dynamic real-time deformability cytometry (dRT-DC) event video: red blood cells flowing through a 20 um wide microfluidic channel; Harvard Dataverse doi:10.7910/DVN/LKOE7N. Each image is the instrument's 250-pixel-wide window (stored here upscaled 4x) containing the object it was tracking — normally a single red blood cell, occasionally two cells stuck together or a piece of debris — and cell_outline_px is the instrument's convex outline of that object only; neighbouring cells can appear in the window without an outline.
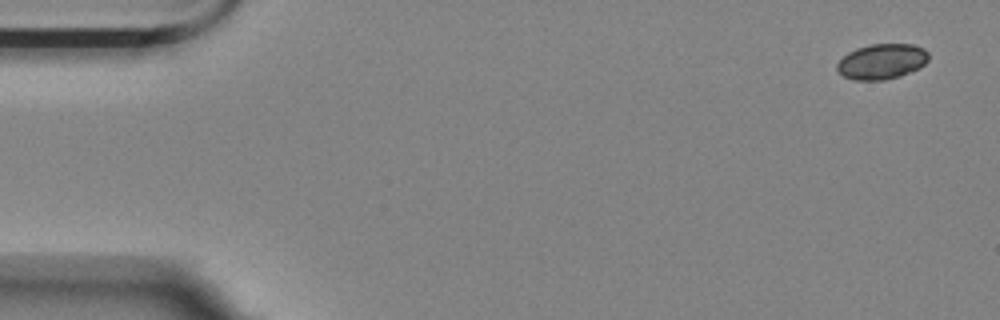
{"species": "Egyptian fruit bat (a non-hibernating species)", "species_latin": "Rousettus aegyptiacus", "temperature_condition": "room temperature", "stored_images_in_passage": 5, "camera_frame_rate_fps": 3000, "um_per_image_px": 0.085, "animal": {"sex": "female"}, "frame": {"image": 1, "passage_image": 1, "time_ms": 0.0, "image_size_px": [1000, 320], "cell_outline_px": [[928, 60], [920, 68], [900, 76], [884, 80], [852, 80], [844, 76], [836, 68], [836, 64], [848, 52], [856, 48], [868, 44], [912, 44], [924, 48], [928, 52]], "centroid_in_image_um": [74.96, 5.22], "position_along_channel_um": 10.0, "area_um2": 18.96}}
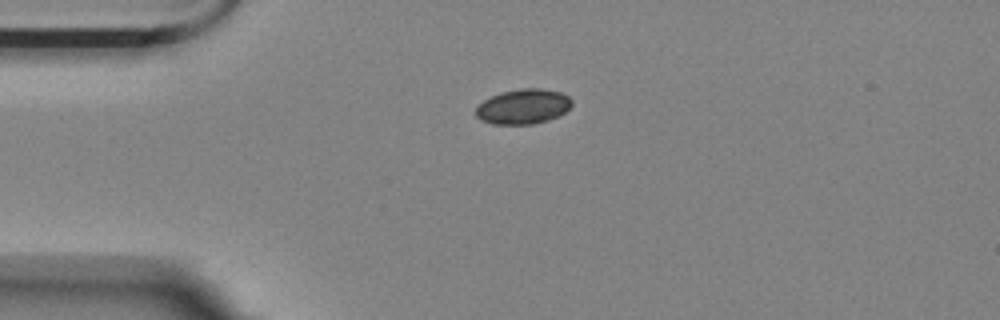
{"frame": {"image": 2, "passage_image": 4, "time_ms": 1.0, "image_size_px": [1000, 320], "cell_outline_px": [[572, 104], [560, 116], [548, 120], [532, 124], [492, 124], [480, 120], [476, 116], [476, 108], [484, 100], [500, 92], [520, 88], [540, 88], [560, 92], [568, 96], [572, 100]], "centroid_in_image_um": [44.47, 9.05], "position_along_channel_um": 40.5, "area_um2": 19.59}}